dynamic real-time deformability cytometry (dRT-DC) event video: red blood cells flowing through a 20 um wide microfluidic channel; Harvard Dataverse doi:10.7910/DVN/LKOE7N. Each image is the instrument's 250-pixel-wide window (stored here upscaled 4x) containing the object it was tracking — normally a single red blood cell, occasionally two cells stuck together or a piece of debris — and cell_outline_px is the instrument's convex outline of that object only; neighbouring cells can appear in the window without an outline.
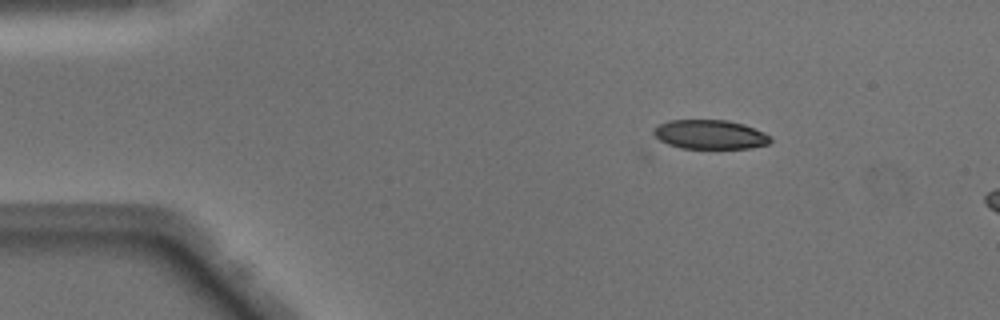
{"species": "Egyptian fruit bat (a non-hibernating species)", "species_latin": "Rousettus aegyptiacus", "temperature_condition": "warm", "stored_images_in_passage": 6, "camera_frame_rate_fps": 3000, "um_per_image_px": 0.085, "animal": {"sex": "male"}, "frame": {"image": 1, "passage_image": 1, "time_ms": 0.0, "image_size_px": [1000, 320], "cell_outline_px": [[772, 140], [768, 144], [748, 148], [680, 148], [668, 144], [660, 140], [652, 132], [652, 128], [668, 120], [728, 120], [744, 124], [764, 132], [772, 136]], "centroid_in_image_um": [60.36, 11.42], "position_along_channel_um": 24.6, "area_um2": 19.94}}